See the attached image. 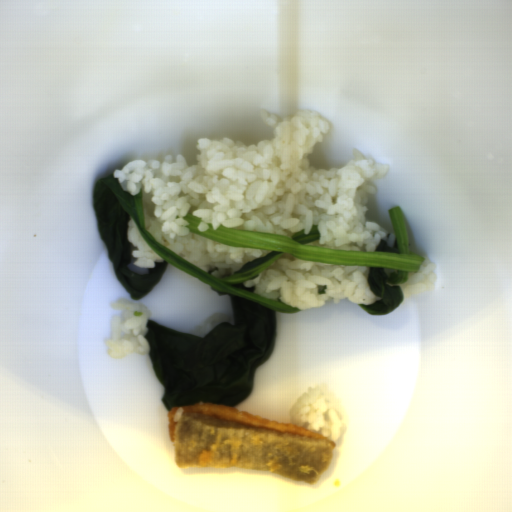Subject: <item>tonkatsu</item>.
Instances as JSON below:
<instances>
[{
    "instance_id": "tonkatsu-1",
    "label": "tonkatsu",
    "mask_w": 512,
    "mask_h": 512,
    "mask_svg": "<svg viewBox=\"0 0 512 512\" xmlns=\"http://www.w3.org/2000/svg\"><path fill=\"white\" fill-rule=\"evenodd\" d=\"M179 407L184 414L174 422ZM168 428L178 469H255L312 485L338 446L313 430L202 402L171 407Z\"/></svg>"
}]
</instances>
